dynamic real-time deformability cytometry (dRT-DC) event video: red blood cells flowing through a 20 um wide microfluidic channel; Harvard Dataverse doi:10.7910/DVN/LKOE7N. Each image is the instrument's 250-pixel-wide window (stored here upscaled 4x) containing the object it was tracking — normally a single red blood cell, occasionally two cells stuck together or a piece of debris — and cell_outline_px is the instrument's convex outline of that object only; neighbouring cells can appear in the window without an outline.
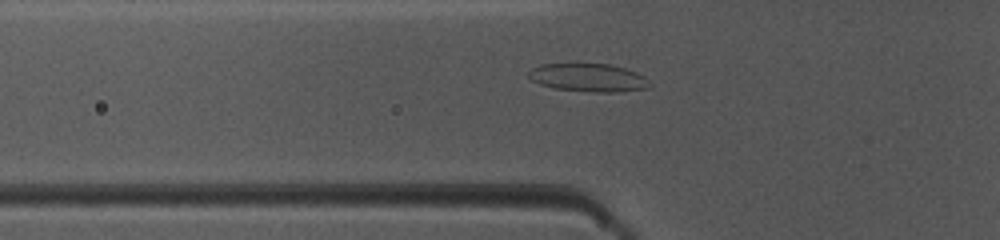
{"species": "common noctule bat (a hibernating species)", "species_latin": "Nyctalus noctula", "temperature_condition": "warm", "stored_images_in_passage": 42, "camera_frame_rate_fps": 3000, "um_per_image_px": 0.085, "animal": {"sex": "female", "body_mass_g": 10.0, "forearm_length_mm": 53.1}, "frame": {"image": 1, "passage_image": 17, "time_ms": 5.333, "image_size_px": [1000, 240], "cell_outline_px": [[652, 84], [648, 88], [616, 92], [592, 92], [552, 88], [540, 84], [532, 80], [528, 76], [528, 72], [532, 68], [540, 64], [608, 64], [624, 68], [636, 72], [644, 76]], "centroid_in_image_um": [50.01, 6.6], "position_along_channel_um": 75.8, "area_um2": 19.83}}
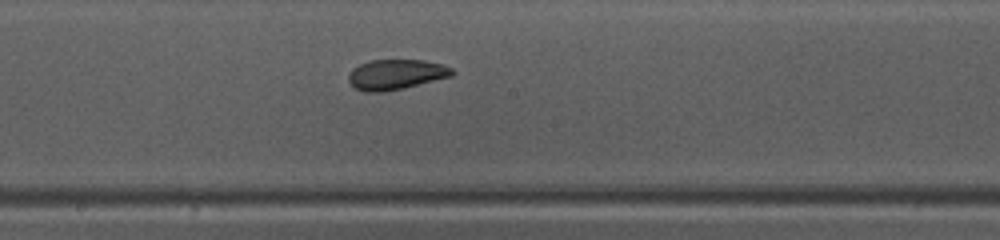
{"frame": {"image": 2, "passage_image": 27, "time_ms": 8.667, "image_size_px": [1000, 240], "cell_outline_px": [[456, 72], [452, 76], [404, 88], [384, 92], [364, 92], [356, 88], [348, 80], [348, 76], [352, 68], [360, 64], [372, 60], [424, 60], [444, 64], [452, 68]], "centroid_in_image_um": [33.68, 6.33], "position_along_channel_um": 214.5, "area_um2": 18.32}}
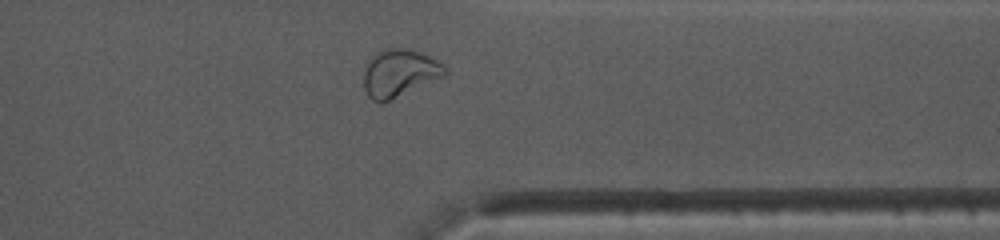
{"frame": {"image": 3, "passage_image": 39, "time_ms": 12.667, "image_size_px": [1000, 240], "cell_outline_px": [[448, 72], [444, 76], [388, 100], [372, 100], [368, 96], [364, 88], [364, 64], [376, 52], [384, 48], [408, 48], [420, 52], [440, 60], [444, 64]], "centroid_in_image_um": [33.95, 6.15], "position_along_channel_um": 377.4, "area_um2": 22.37}, "authors_computed_cell_mechanics": {"area_um2": 19.7965, "velocity_mm_per_s": 4.1287, "shape_relaxation_time_tau1_ms": 9.1731, "shape_relaxation_time_tau2_ms": 1.6165, "deformation_change_tau1": 0.2375, "deformation_change_tau2": 0.0774}}